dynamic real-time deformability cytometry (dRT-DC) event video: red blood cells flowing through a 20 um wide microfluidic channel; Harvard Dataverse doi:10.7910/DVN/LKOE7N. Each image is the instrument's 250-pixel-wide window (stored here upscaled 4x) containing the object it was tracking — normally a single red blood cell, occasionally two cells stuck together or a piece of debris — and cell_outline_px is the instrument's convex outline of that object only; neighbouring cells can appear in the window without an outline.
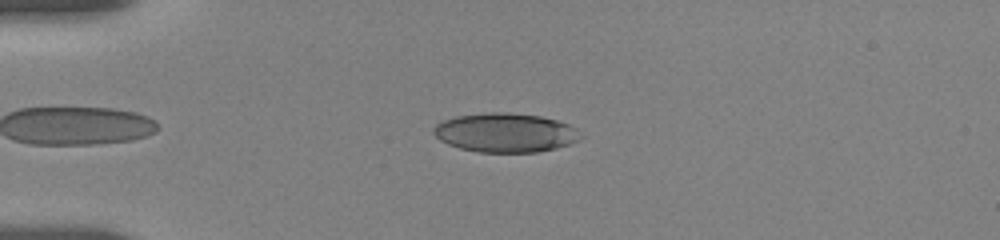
{"species": "human", "species_latin": "Homo sapiens", "temperature_condition": "room temperature", "stored_images_in_passage": 18, "camera_frame_rate_fps": 3000, "um_per_image_px": 0.085, "donor": {"sex": "female"}, "frame": {"image": 1, "passage_image": 5, "time_ms": 2.0, "image_size_px": [1000, 240], "cell_outline_px": [[584, 136], [568, 144], [556, 148], [536, 152], [476, 152], [460, 148], [448, 144], [440, 140], [432, 132], [432, 128], [436, 124], [444, 120], [456, 116], [492, 112], [508, 112], [540, 116], [556, 120], [568, 124], [576, 128]], "centroid_in_image_um": [42.94, 11.27], "position_along_channel_um": 42.1, "area_um2": 33.47}}
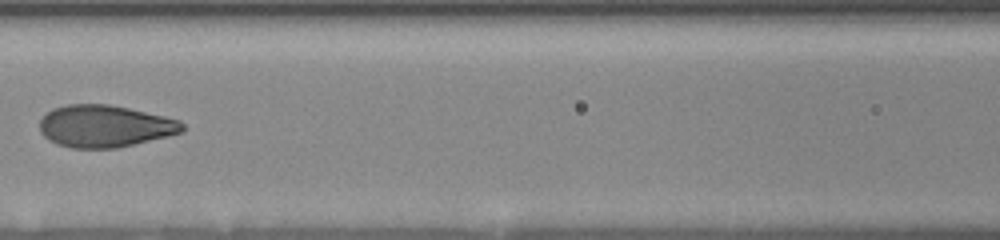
{"frame": {"image": 2, "passage_image": 15, "time_ms": 6.0, "image_size_px": [1000, 240], "cell_outline_px": [[184, 132], [168, 136], [116, 148], [72, 148], [56, 144], [48, 140], [40, 132], [40, 120], [52, 108], [64, 104], [108, 104], [128, 108], [164, 116], [180, 120], [184, 124]], "centroid_in_image_um": [8.9, 10.72], "position_along_channel_um": 157.7, "area_um2": 35.08}}
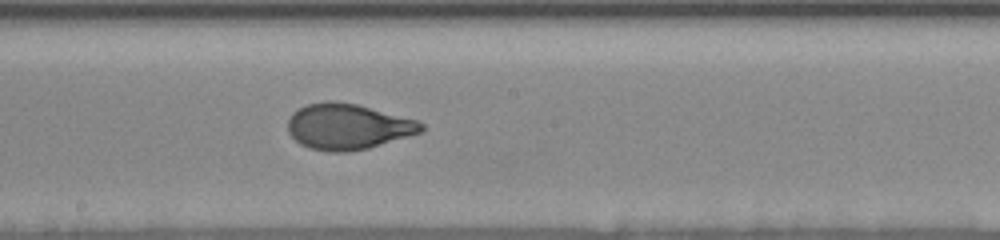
{"frame": {"image": 3, "passage_image": 18, "time_ms": 7.667, "image_size_px": [1000, 240], "cell_outline_px": [[424, 132], [368, 148], [344, 152], [328, 152], [312, 148], [300, 144], [288, 132], [288, 120], [292, 112], [296, 108], [308, 104], [328, 100], [332, 100], [356, 104], [420, 120], [424, 124]], "centroid_in_image_um": [29.59, 10.75], "position_along_channel_um": 218.6, "area_um2": 35.84}}